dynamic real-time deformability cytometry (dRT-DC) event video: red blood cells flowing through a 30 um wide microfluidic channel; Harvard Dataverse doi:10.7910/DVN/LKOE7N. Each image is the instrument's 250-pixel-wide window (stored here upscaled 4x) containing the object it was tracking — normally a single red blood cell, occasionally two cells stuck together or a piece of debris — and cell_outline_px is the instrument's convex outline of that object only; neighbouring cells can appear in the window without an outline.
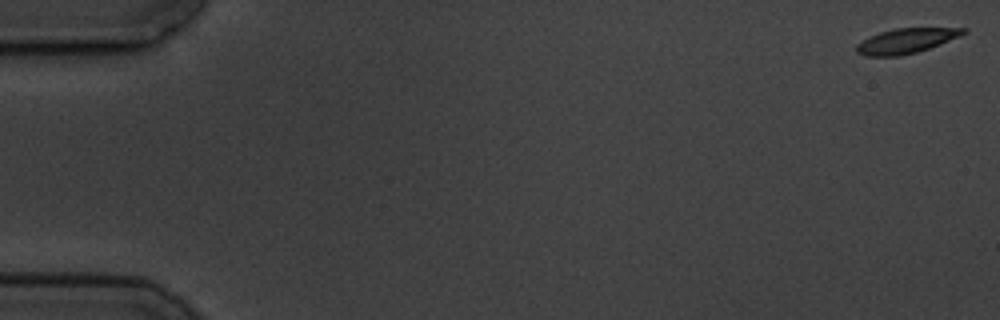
{"species": "common noctule bat (a hibernating species)", "species_latin": "Nyctalus noctula", "temperature_condition": "cold", "stored_images_in_passage": 7, "camera_frame_rate_fps": 3000, "um_per_image_px": 0.085, "animal": {"sex": "male", "body_mass_g": 19.5, "forearm_length_mm": 54.6}, "frame": {"image": 1, "passage_image": 1, "time_ms": 0.0, "image_size_px": [1000, 320], "cell_outline_px": [[968, 32], [940, 44], [916, 52], [900, 56], [868, 56], [856, 52], [856, 44], [880, 32], [896, 28], [968, 28]], "centroid_in_image_um": [77.03, 3.47], "position_along_channel_um": 8.0, "area_um2": 15.26}}
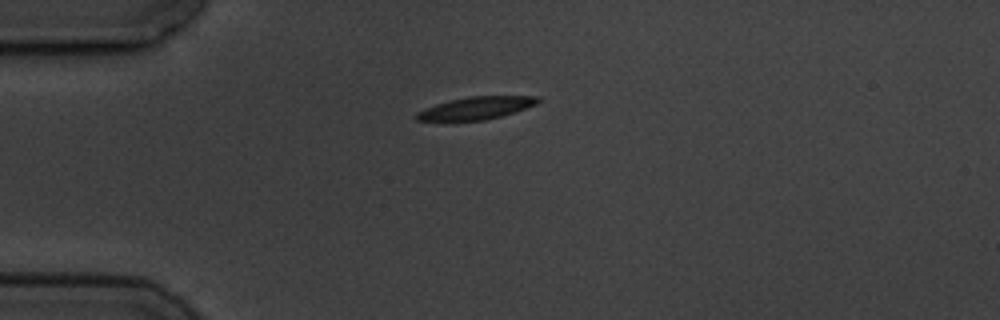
{"frame": {"image": 2, "passage_image": 5, "time_ms": 4.667, "image_size_px": [1000, 320], "cell_outline_px": [[544, 100], [536, 104], [500, 116], [484, 120], [416, 120], [416, 112], [424, 108], [448, 100], [468, 96], [540, 96]], "centroid_in_image_um": [40.49, 9.16], "position_along_channel_um": 44.5, "area_um2": 15.78}}
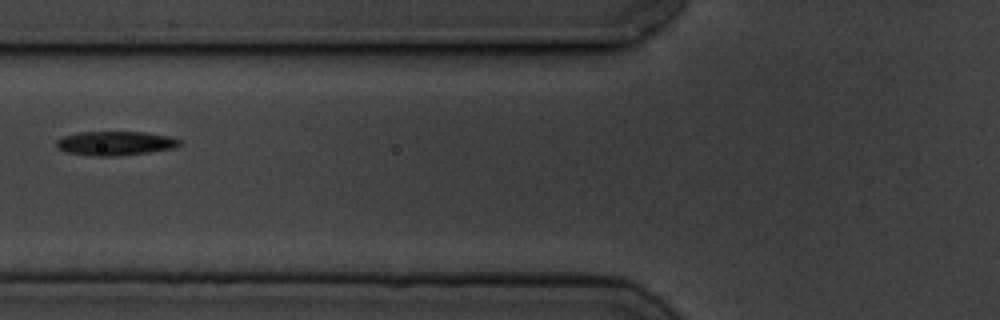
{"frame": {"image": 3, "passage_image": 7, "time_ms": 7.333, "image_size_px": [1000, 320], "cell_outline_px": [[180, 144], [176, 148], [148, 152], [116, 156], [92, 156], [64, 152], [56, 148], [56, 140], [64, 136], [80, 132], [144, 132], [172, 136], [180, 140]], "centroid_in_image_um": [9.79, 12.18], "position_along_channel_um": 116.0, "area_um2": 17.46}}